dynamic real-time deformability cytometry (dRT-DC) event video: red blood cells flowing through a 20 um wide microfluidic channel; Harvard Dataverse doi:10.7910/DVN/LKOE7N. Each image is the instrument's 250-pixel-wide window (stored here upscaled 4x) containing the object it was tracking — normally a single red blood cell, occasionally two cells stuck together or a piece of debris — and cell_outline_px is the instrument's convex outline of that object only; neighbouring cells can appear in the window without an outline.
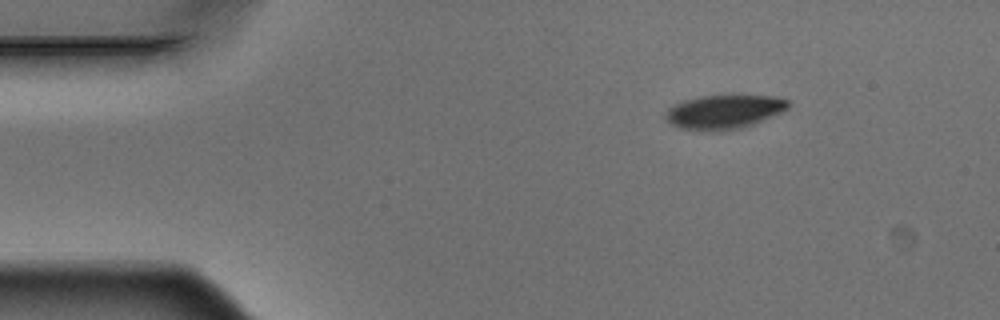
{"species": "Egyptian fruit bat (a non-hibernating species)", "species_latin": "Rousettus aegyptiacus", "temperature_condition": "warm", "stored_images_in_passage": 4, "segment_of_instrument_passage": [1, 2], "camera_frame_rate_fps": 3000, "um_per_image_px": 0.085, "animal": {"sex": "male"}, "frame": {"image": 1, "passage_image": 1, "time_ms": 0.0, "image_size_px": [1000, 320], "cell_outline_px": [[792, 104], [788, 108], [780, 112], [752, 124], [740, 128], [680, 128], [672, 124], [668, 120], [668, 108], [672, 104], [684, 100], [700, 96], [732, 92], [776, 96], [788, 100]], "centroid_in_image_um": [61.63, 9.38], "position_along_channel_um": 23.4, "area_um2": 24.22}}